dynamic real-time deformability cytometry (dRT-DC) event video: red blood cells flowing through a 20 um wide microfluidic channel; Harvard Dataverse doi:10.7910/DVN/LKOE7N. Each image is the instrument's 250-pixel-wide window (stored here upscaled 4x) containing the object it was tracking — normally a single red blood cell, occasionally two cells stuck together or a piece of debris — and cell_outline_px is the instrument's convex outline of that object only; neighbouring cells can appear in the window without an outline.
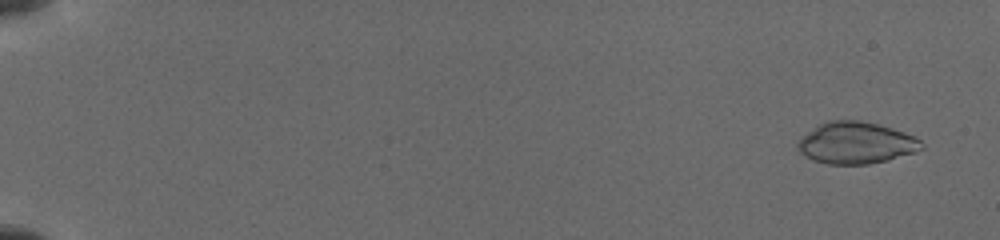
{"species": "common noctule bat (a hibernating species)", "species_latin": "Nyctalus noctula", "temperature_condition": "cold", "stored_images_in_passage": 14, "camera_frame_rate_fps": 3000, "um_per_image_px": 0.085, "animal": {"sex": "female", "body_mass_g": 19.5, "forearm_length_mm": 54.1}, "frame": {"image": 1, "passage_image": 2, "time_ms": 0.667, "image_size_px": [1000, 240], "cell_outline_px": [[924, 148], [916, 152], [888, 160], [868, 164], [828, 164], [812, 160], [800, 152], [796, 148], [796, 144], [816, 124], [828, 120], [860, 120], [892, 128], [916, 136], [924, 144]], "centroid_in_image_um": [72.77, 12.14], "position_along_channel_um": 12.2, "area_um2": 30.29}}
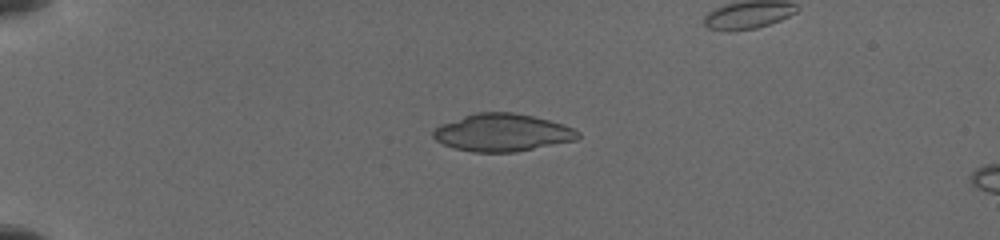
{"frame": {"image": 2, "passage_image": 11, "time_ms": 4.667, "image_size_px": [1000, 240], "cell_outline_px": [[580, 136], [576, 140], [516, 152], [476, 152], [452, 148], [436, 140], [432, 136], [432, 132], [440, 124], [476, 112], [512, 112], [532, 116], [564, 124], [580, 132]], "centroid_in_image_um": [42.69, 11.27], "position_along_channel_um": 42.3, "area_um2": 31.62}}